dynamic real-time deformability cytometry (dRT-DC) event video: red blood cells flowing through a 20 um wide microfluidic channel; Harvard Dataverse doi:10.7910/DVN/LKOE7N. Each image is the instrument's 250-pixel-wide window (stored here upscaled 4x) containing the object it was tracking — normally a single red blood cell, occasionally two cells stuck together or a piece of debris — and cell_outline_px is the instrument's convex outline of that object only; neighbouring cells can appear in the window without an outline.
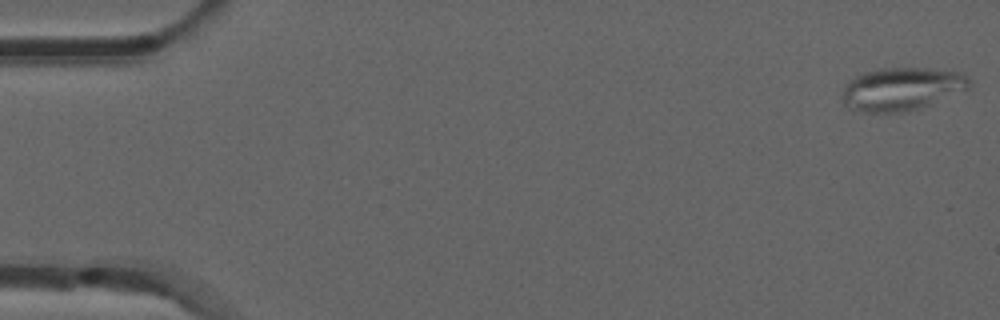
{"species": "common noctule bat (a hibernating species)", "species_latin": "Nyctalus noctula", "temperature_condition": "room temperature", "stored_images_in_passage": 10, "camera_frame_rate_fps": 3000, "um_per_image_px": 0.085, "animal": {"sex": "male", "forearm_length_mm": 52.5}, "frame": {"image": 1, "passage_image": 1, "time_ms": 0.0, "image_size_px": [1000, 320], "cell_outline_px": [[972, 84], [968, 88], [928, 104], [916, 108], [896, 112], [868, 112], [848, 108], [844, 104], [840, 96], [848, 80], [864, 72], [884, 68], [928, 68], [964, 72], [972, 80]], "centroid_in_image_um": [76.63, 7.53], "position_along_channel_um": 8.4, "area_um2": 31.62}}